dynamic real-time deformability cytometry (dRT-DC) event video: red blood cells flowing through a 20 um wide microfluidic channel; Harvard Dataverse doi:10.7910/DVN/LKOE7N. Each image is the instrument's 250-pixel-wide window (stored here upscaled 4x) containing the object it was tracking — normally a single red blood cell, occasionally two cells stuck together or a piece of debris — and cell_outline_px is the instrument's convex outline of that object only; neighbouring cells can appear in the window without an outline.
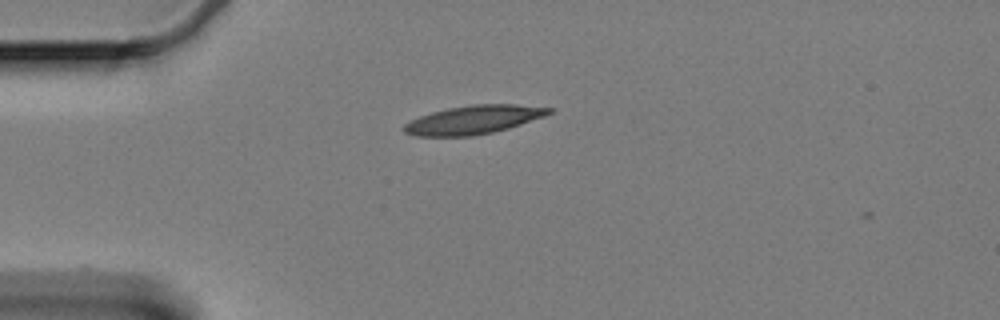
{"species": "Egyptian fruit bat (a non-hibernating species)", "species_latin": "Rousettus aegyptiacus", "temperature_condition": "cold", "stored_images_in_passage": 15, "camera_frame_rate_fps": 3000, "um_per_image_px": 0.085, "animal": {"sex": "female"}, "frame": {"image": 1, "passage_image": 1, "time_ms": 0.0, "image_size_px": [1000, 320], "cell_outline_px": [[556, 108], [552, 112], [544, 116], [508, 128], [492, 132], [472, 136], [416, 136], [404, 132], [400, 128], [404, 124], [420, 116], [432, 112], [448, 108], [472, 104], [516, 104]], "centroid_in_image_um": [40.25, 10.17], "position_along_channel_um": 44.8, "area_um2": 24.1}}
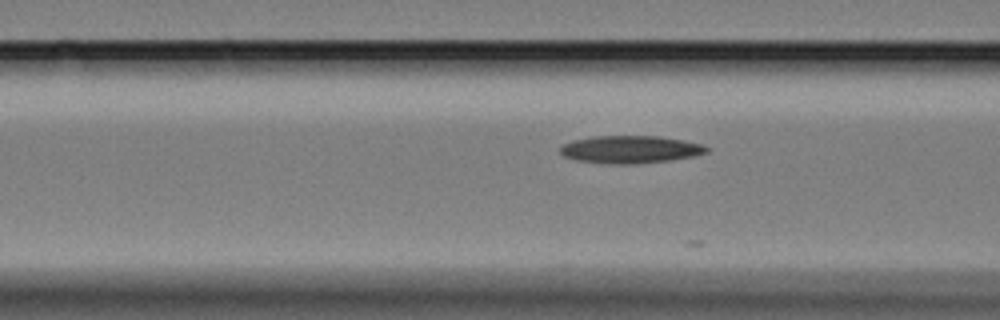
{"frame": {"image": 2, "passage_image": 9, "time_ms": 2.667, "image_size_px": [1000, 320], "cell_outline_px": [[712, 148], [708, 152], [696, 156], [672, 160], [636, 164], [608, 164], [576, 160], [564, 156], [560, 152], [560, 144], [572, 140], [592, 136], [656, 136], [684, 140], [704, 144]], "centroid_in_image_um": [53.61, 12.7], "position_along_channel_um": 113.0, "area_um2": 23.99}}
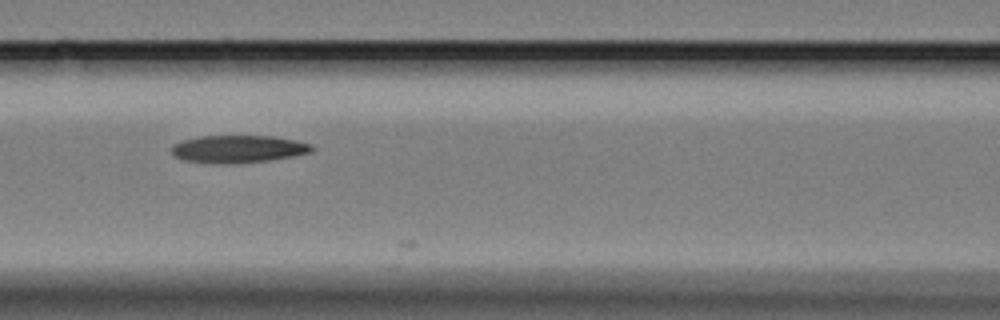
{"frame": {"image": 3, "passage_image": 12, "time_ms": 3.667, "image_size_px": [1000, 320], "cell_outline_px": [[316, 148], [312, 152], [292, 156], [268, 160], [240, 164], [212, 164], [184, 160], [172, 156], [168, 148], [172, 144], [184, 140], [200, 136], [272, 136], [296, 140], [312, 144]], "centroid_in_image_um": [20.2, 12.68], "position_along_channel_um": 146.4, "area_um2": 23.0}}